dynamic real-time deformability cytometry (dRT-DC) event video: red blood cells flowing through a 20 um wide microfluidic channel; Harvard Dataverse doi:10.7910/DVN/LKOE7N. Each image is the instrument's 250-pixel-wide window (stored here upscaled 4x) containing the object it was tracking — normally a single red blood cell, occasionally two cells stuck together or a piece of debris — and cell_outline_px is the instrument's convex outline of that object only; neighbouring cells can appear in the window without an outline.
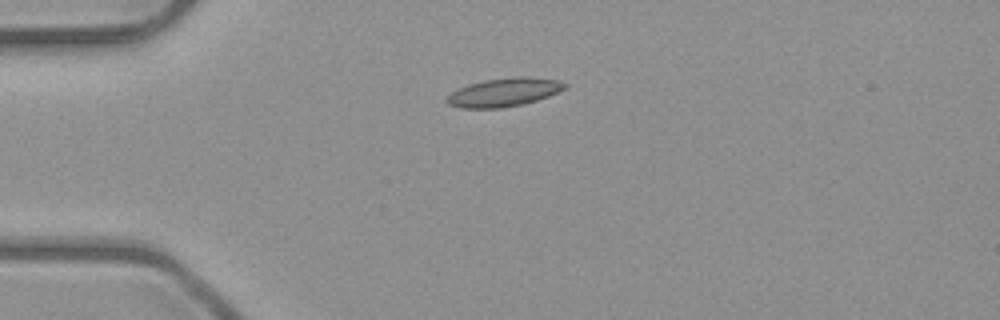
{"species": "common noctule bat (a hibernating species)", "species_latin": "Nyctalus noctula", "temperature_condition": "room temperature", "stored_images_in_passage": 6, "camera_frame_rate_fps": 3000, "um_per_image_px": 0.085, "animal": {"sex": "male", "body_mass_g": 23.1, "forearm_length_mm": 52.7}, "frame": {"image": 1, "passage_image": 4, "time_ms": 4.0, "image_size_px": [1000, 320], "cell_outline_px": [[568, 88], [548, 96], [536, 100], [520, 104], [500, 108], [460, 108], [448, 104], [444, 100], [452, 92], [468, 84], [484, 80], [512, 76], [528, 76], [556, 80], [568, 84]], "centroid_in_image_um": [42.84, 7.83], "position_along_channel_um": 42.2, "area_um2": 19.59}}
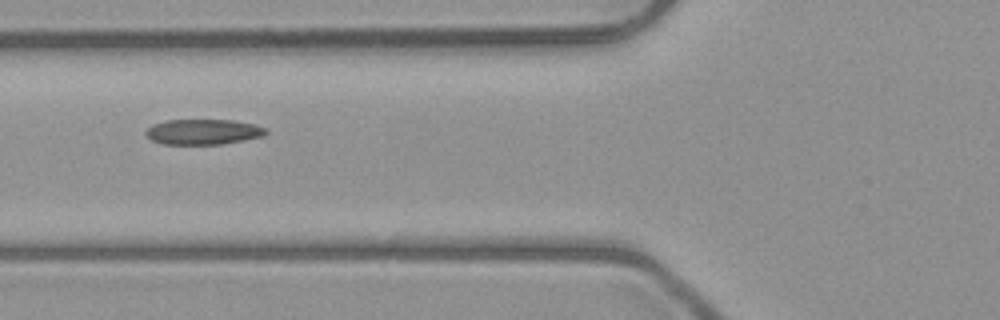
{"frame": {"image": 2, "passage_image": 6, "time_ms": 6.333, "image_size_px": [1000, 320], "cell_outline_px": [[268, 132], [264, 136], [224, 144], [164, 144], [152, 140], [144, 132], [152, 124], [168, 120], [232, 120], [256, 124], [268, 128]], "centroid_in_image_um": [17.32, 11.2], "position_along_channel_um": 108.5, "area_um2": 17.86}}